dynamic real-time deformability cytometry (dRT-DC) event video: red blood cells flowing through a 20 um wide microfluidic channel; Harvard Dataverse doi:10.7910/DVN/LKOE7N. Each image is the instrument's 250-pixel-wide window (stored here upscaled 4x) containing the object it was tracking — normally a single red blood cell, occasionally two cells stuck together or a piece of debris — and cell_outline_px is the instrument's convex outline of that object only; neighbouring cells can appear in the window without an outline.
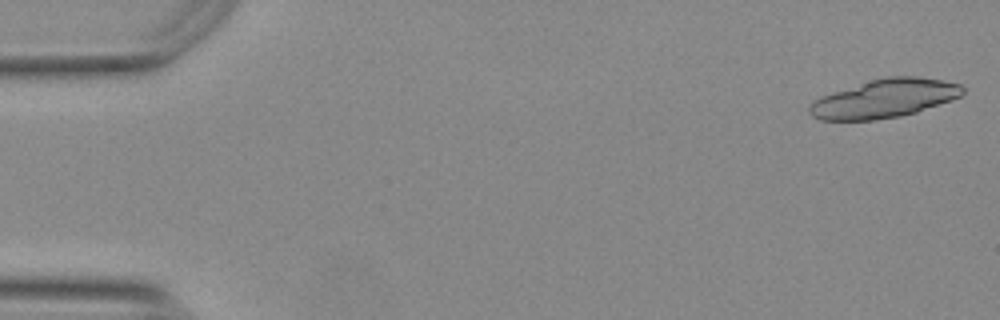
{"species": "Egyptian fruit bat (a non-hibernating species)", "species_latin": "Rousettus aegyptiacus", "temperature_condition": "warm", "stored_images_in_passage": 15, "camera_frame_rate_fps": 3000, "um_per_image_px": 0.085, "animal": {"sex": "female"}, "frame": {"image": 1, "passage_image": 1, "time_ms": 0.0, "image_size_px": [1000, 320], "cell_outline_px": [[964, 92], [960, 96], [952, 100], [916, 112], [900, 116], [876, 120], [820, 120], [812, 116], [808, 112], [808, 104], [812, 100], [832, 92], [872, 80], [888, 76], [916, 76], [944, 80], [960, 84], [964, 88]], "centroid_in_image_um": [75.16, 8.38], "position_along_channel_um": 9.8, "area_um2": 34.45}}